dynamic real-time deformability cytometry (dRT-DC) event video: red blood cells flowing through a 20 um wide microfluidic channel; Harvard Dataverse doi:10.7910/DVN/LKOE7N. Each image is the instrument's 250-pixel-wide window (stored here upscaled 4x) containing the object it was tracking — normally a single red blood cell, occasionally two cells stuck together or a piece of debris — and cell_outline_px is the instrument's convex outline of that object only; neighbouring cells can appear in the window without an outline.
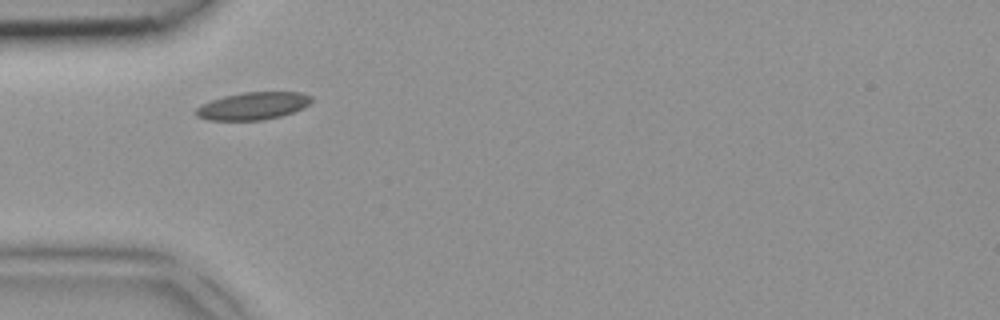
{"species": "common noctule bat (a hibernating species)", "species_latin": "Nyctalus noctula", "temperature_condition": "room temperature", "stored_images_in_passage": 5, "camera_frame_rate_fps": 3000, "um_per_image_px": 0.085, "animal": {"sex": "female", "body_mass_g": 18.4}, "frame": {"image": 1, "passage_image": 3, "time_ms": 0.667, "image_size_px": [1000, 320], "cell_outline_px": [[312, 100], [304, 108], [280, 116], [264, 120], [208, 120], [196, 116], [196, 108], [212, 100], [224, 96], [244, 92], [300, 92], [312, 96]], "centroid_in_image_um": [21.52, 9.0], "position_along_channel_um": 63.5, "area_um2": 18.38}}